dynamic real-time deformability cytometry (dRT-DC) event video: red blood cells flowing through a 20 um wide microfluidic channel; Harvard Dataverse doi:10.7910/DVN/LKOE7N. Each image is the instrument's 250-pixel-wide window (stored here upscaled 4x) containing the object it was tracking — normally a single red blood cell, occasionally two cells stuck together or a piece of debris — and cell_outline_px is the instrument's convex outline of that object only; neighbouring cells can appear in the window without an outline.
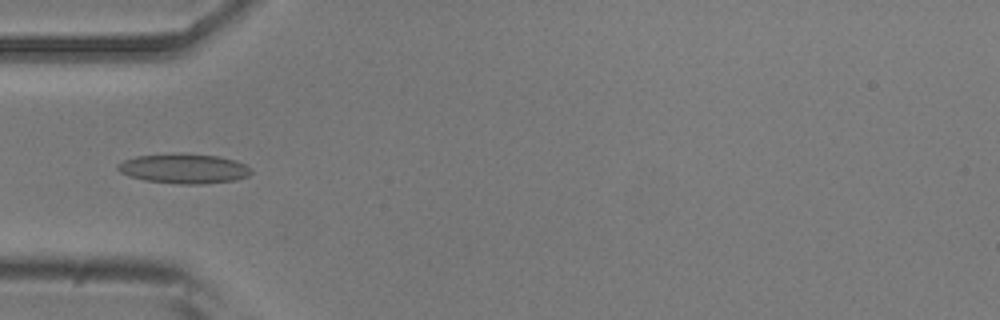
{"species": "common noctule bat (a hibernating species)", "species_latin": "Nyctalus noctula", "temperature_condition": "room temperature", "stored_images_in_passage": 37, "camera_frame_rate_fps": 3000, "um_per_image_px": 0.085, "animal": {"sex": "male", "body_mass_g": 20.5, "forearm_length_mm": 52.5}, "frame": {"image": 1, "passage_image": 16, "time_ms": 5.0, "image_size_px": [1000, 320], "cell_outline_px": [[252, 172], [248, 176], [232, 180], [196, 184], [180, 184], [144, 180], [128, 176], [120, 172], [116, 168], [116, 164], [124, 160], [136, 156], [172, 152], [180, 152], [216, 156], [236, 160], [252, 168]], "centroid_in_image_um": [15.58, 14.3], "position_along_channel_um": 69.4, "area_um2": 23.35}}
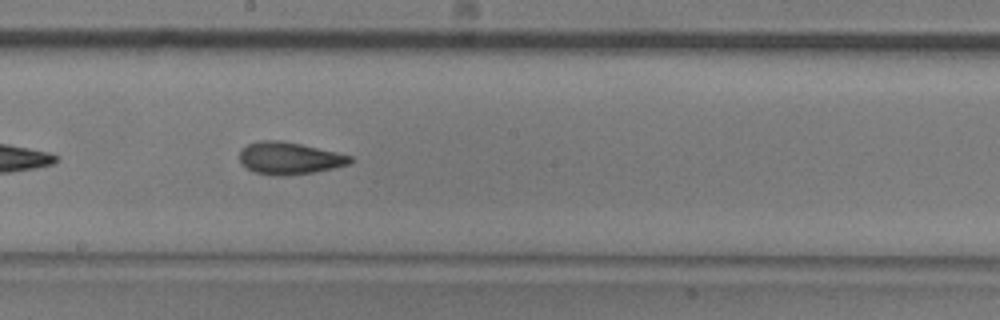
{"frame": {"image": 2, "passage_image": 28, "time_ms": 9.0, "image_size_px": [1000, 320], "cell_outline_px": [[352, 160], [348, 164], [316, 172], [284, 176], [272, 176], [256, 172], [248, 168], [240, 160], [240, 148], [248, 144], [260, 140], [280, 140], [300, 144], [336, 152], [352, 156]], "centroid_in_image_um": [24.58, 13.45], "position_along_channel_um": 223.6, "area_um2": 20.63}}
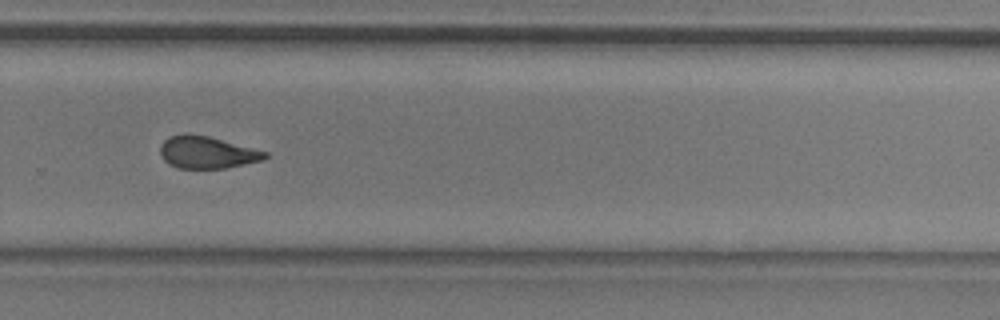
{"frame": {"image": 3, "passage_image": 35, "time_ms": 11.333, "image_size_px": [1000, 320], "cell_outline_px": [[268, 156], [264, 160], [224, 168], [180, 168], [164, 160], [160, 156], [160, 144], [168, 136], [208, 136], [268, 152]], "centroid_in_image_um": [17.62, 12.97], "position_along_channel_um": 312.2, "area_um2": 19.07}}